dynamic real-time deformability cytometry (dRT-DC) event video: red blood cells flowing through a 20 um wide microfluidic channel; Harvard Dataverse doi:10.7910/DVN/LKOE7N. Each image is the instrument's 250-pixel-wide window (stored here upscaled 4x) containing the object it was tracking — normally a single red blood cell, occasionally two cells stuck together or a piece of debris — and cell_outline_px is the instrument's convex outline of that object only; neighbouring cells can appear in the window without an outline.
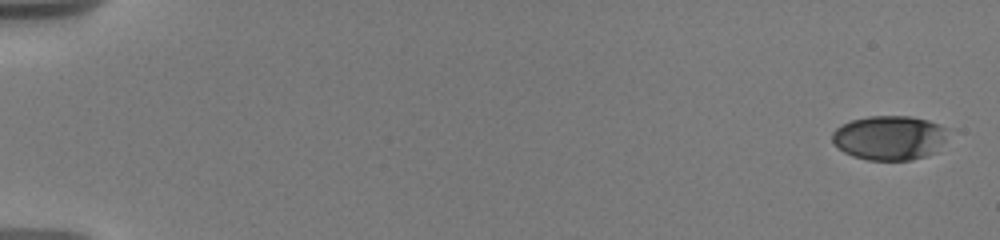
{"species": "human", "species_latin": "Homo sapiens", "temperature_condition": "warm", "stored_images_in_passage": 39, "camera_frame_rate_fps": 3000, "um_per_image_px": 0.085, "donor": {"sex": "male"}, "frame": {"image": 1, "passage_image": 1, "time_ms": 0.0, "image_size_px": [1000, 240], "cell_outline_px": [[948, 128], [944, 140], [936, 152], [928, 156], [908, 160], [868, 160], [852, 156], [844, 152], [832, 140], [832, 132], [836, 128], [852, 120], [868, 116], [908, 116], [928, 120]], "centroid_in_image_um": [75.61, 11.71], "position_along_channel_um": 9.4, "area_um2": 29.88}}
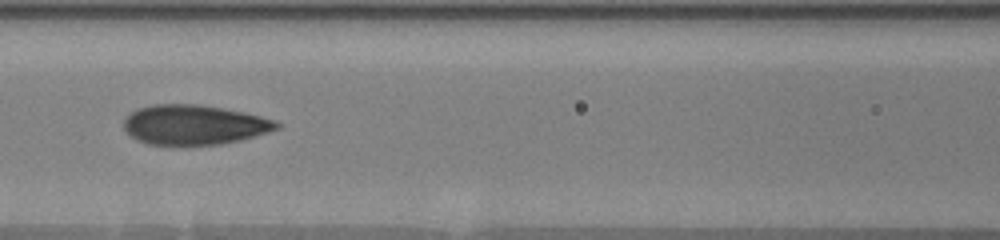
{"frame": {"image": 2, "passage_image": 16, "time_ms": 8.667, "image_size_px": [1000, 240], "cell_outline_px": [[280, 128], [268, 132], [240, 140], [220, 144], [148, 144], [132, 136], [124, 128], [124, 120], [136, 108], [152, 104], [200, 104], [244, 112], [276, 120], [280, 124]], "centroid_in_image_um": [16.53, 10.59], "position_along_channel_um": 150.1, "area_um2": 35.14}}
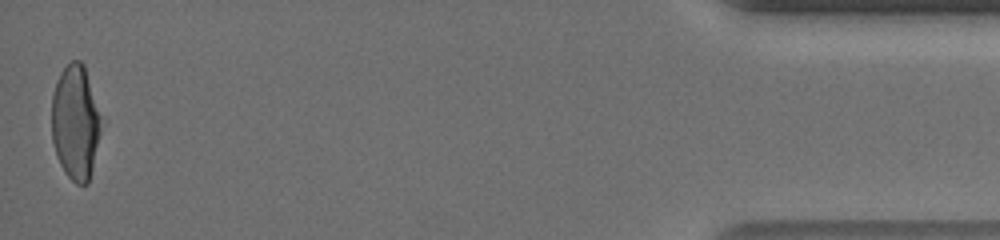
{"frame": {"image": 3, "passage_image": 39, "time_ms": 18.333, "image_size_px": [1000, 240], "cell_outline_px": [[100, 132], [92, 172], [88, 184], [76, 184], [64, 172], [56, 156], [52, 140], [52, 96], [56, 80], [60, 72], [72, 60], [80, 60], [84, 64], [100, 116]], "centroid_in_image_um": [6.39, 10.42], "position_along_channel_um": 428.8, "area_um2": 32.95}, "authors_computed_cell_mechanics": {"area_um2": 34.4488, "velocity_mm_per_s": 3.6696, "shape_relaxation_time_tau1_ms": 5.4233, "shape_relaxation_time_tau2_ms": 1.0032, "deformation_change_tau1": 0.1989, "deformation_change_tau2": 0.0715}}